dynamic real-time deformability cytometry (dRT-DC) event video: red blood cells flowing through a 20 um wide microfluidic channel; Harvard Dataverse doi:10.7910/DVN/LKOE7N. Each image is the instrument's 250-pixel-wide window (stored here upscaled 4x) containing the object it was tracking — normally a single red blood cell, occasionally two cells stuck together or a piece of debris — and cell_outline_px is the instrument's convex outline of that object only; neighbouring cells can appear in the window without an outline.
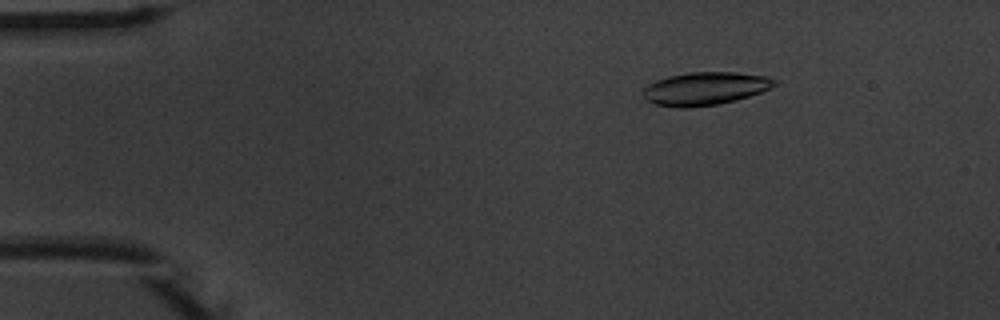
{"species": "common noctule bat (a hibernating species)", "species_latin": "Nyctalus noctula", "temperature_condition": "warm", "stored_images_in_passage": 48, "camera_frame_rate_fps": 3000, "um_per_image_px": 0.085, "animal": {"sex": "male", "body_mass_g": 20.1, "forearm_length_mm": 53.5}, "frame": {"image": 1, "passage_image": 2, "time_ms": 0.333, "image_size_px": [1000, 320], "cell_outline_px": [[780, 80], [776, 84], [760, 92], [736, 100], [720, 104], [688, 108], [680, 108], [656, 104], [648, 100], [644, 96], [644, 88], [648, 84], [656, 80], [668, 76], [688, 72], [736, 72], [764, 76]], "centroid_in_image_um": [59.94, 7.52], "position_along_channel_um": 25.1, "area_um2": 25.2}}
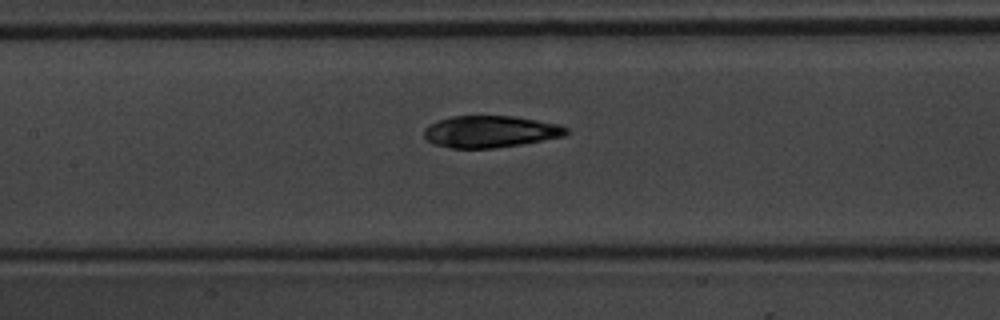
{"frame": {"image": 2, "passage_image": 19, "time_ms": 6.0, "image_size_px": [1000, 320], "cell_outline_px": [[572, 132], [564, 136], [520, 144], [496, 148], [448, 148], [432, 144], [424, 136], [424, 128], [428, 124], [436, 120], [452, 116], [516, 116], [560, 124], [568, 128]], "centroid_in_image_um": [41.67, 11.18], "position_along_channel_um": 165.7, "area_um2": 26.7}}
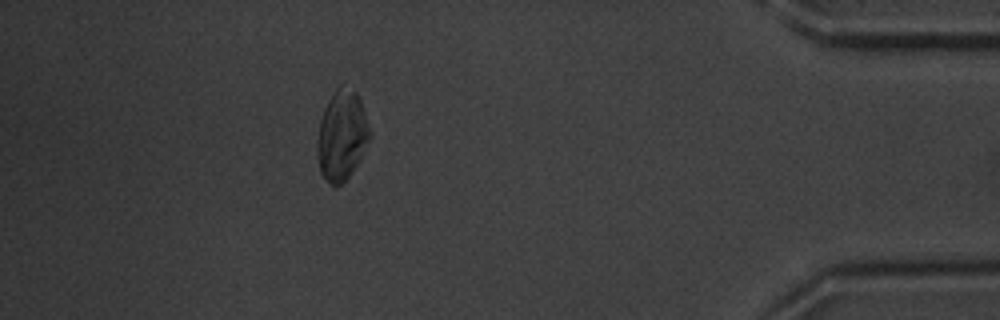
{"frame": {"image": 3, "passage_image": 42, "time_ms": 13.667, "image_size_px": [1000, 320], "cell_outline_px": [[372, 136], [360, 160], [352, 172], [336, 188], [320, 172], [316, 148], [316, 140], [320, 120], [324, 108], [332, 92], [340, 84], [356, 92], [360, 100], [372, 132]], "centroid_in_image_um": [29.06, 11.5], "position_along_channel_um": 406.1, "area_um2": 27.74}, "authors_computed_cell_mechanics": {"area_um2": 27.0215, "velocity_mm_per_s": 3.7399, "shape_relaxation_time_tau1_ms": 4.289, "shape_relaxation_time_tau2_ms": 2.8025, "deformation_change_tau1": 0.1749, "deformation_change_tau2": 0.076}}